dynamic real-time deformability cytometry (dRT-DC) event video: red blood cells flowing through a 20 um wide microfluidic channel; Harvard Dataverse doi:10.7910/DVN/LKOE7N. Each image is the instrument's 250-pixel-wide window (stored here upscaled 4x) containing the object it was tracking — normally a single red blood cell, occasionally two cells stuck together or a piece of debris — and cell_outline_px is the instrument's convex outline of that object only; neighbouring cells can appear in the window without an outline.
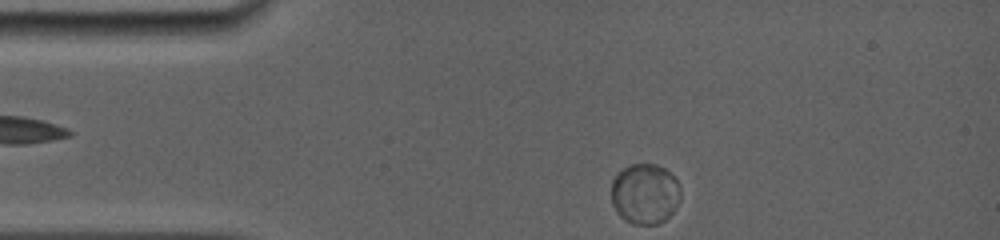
{"species": "common noctule bat (a hibernating species)", "species_latin": "Nyctalus noctula", "temperature_condition": "room temperature", "stored_images_in_passage": 37, "camera_frame_rate_fps": 5000, "um_per_image_px": 0.085, "animal": {"sex": "female", "body_mass_g": 19.0, "forearm_length_mm": 56.7}, "frame": {"image": 1, "passage_image": 1, "time_ms": 0.0, "image_size_px": [1000, 240], "cell_outline_px": [[680, 200], [672, 212], [664, 220], [656, 224], [632, 224], [624, 220], [616, 212], [612, 204], [612, 180], [616, 172], [632, 164], [656, 164], [664, 168], [676, 180], [680, 188]], "centroid_in_image_um": [54.79, 16.47], "position_along_channel_um": 30.2, "area_um2": 24.45}}
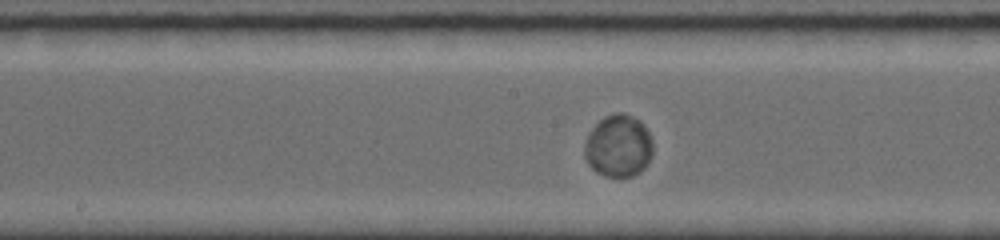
{"frame": {"image": 2, "passage_image": 16, "time_ms": 5.4, "image_size_px": [1000, 240], "cell_outline_px": [[652, 152], [648, 164], [640, 172], [632, 176], [604, 176], [596, 172], [588, 164], [584, 156], [584, 144], [592, 128], [604, 116], [616, 112], [624, 112], [640, 120], [644, 124], [652, 140]], "centroid_in_image_um": [52.57, 12.4], "position_along_channel_um": 195.6, "area_um2": 24.97}}
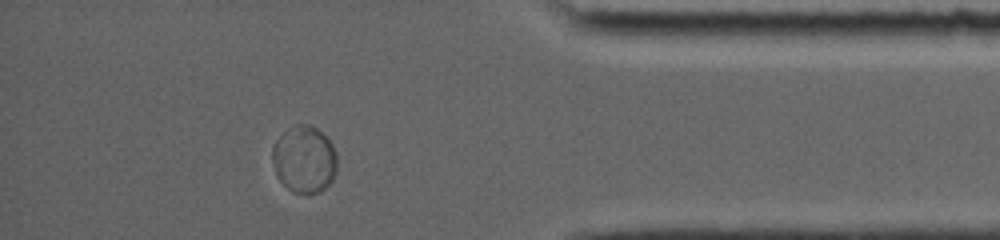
{"frame": {"image": 3, "passage_image": 32, "time_ms": 11.4, "image_size_px": [1000, 240], "cell_outline_px": [[336, 172], [332, 180], [320, 192], [308, 196], [292, 192], [280, 180], [276, 172], [272, 160], [272, 148], [276, 140], [284, 132], [296, 124], [308, 124], [316, 128], [332, 144], [336, 152]], "centroid_in_image_um": [25.87, 13.58], "position_along_channel_um": 409.3, "area_um2": 25.32}, "authors_computed_cell_mechanics": {"area_um2": 24.3916, "velocity_mm_per_s": 3.8113, "shape_relaxation_time_tau1_ms": 0.5477, "shape_relaxation_time_tau2_ms": null, "deformation_change_tau1": 0.0122, "deformation_change_tau2": null}}